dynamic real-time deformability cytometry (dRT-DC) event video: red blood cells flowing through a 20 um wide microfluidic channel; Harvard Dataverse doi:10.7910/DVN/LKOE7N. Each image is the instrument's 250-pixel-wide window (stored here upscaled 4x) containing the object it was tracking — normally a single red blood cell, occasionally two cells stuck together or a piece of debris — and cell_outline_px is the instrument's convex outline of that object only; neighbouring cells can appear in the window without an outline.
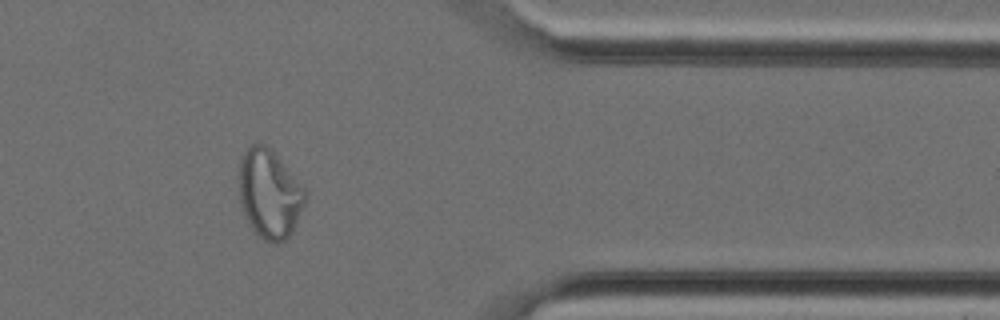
{"species": "Egyptian fruit bat (a non-hibernating species)", "species_latin": "Rousettus aegyptiacus", "temperature_condition": "cold", "stored_images_in_passage": 30, "camera_frame_rate_fps": 3000, "um_per_image_px": 0.085, "animal": {"sex": "female"}, "frame": {"image": 1, "passage_image": 25, "time_ms": 8.0, "image_size_px": [1000, 320], "cell_outline_px": [[308, 196], [296, 224], [292, 232], [284, 240], [276, 244], [264, 240], [256, 236], [248, 224], [244, 216], [240, 204], [236, 176], [240, 160], [244, 152], [252, 144], [264, 144], [276, 156], [308, 192]], "centroid_in_image_um": [22.86, 16.52], "position_along_channel_um": 388.5, "area_um2": 34.74}}